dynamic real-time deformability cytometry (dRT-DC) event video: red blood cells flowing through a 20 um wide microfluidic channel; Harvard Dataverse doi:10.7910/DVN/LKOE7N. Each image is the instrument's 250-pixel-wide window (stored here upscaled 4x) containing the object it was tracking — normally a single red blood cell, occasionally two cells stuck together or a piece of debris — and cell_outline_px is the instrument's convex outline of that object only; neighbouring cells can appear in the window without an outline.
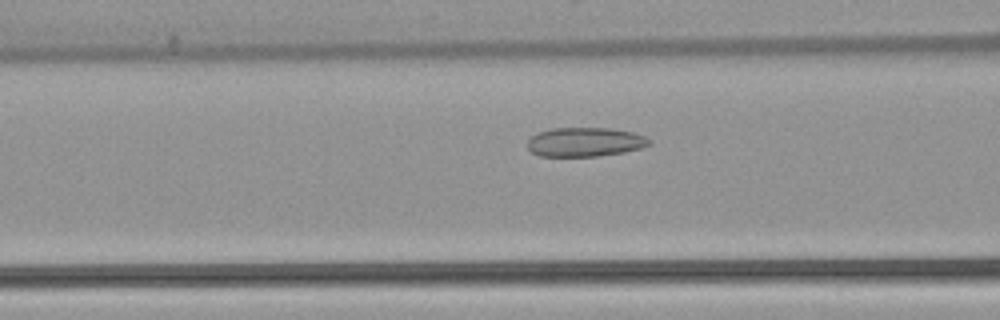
{"species": "common noctule bat (a hibernating species)", "species_latin": "Nyctalus noctula", "temperature_condition": "warm", "stored_images_in_passage": 51, "camera_frame_rate_fps": 3000, "um_per_image_px": 0.085, "animal": {"sex": "female", "body_mass_g": 22.7, "forearm_length_mm": 54.2}, "frame": {"image": 1, "passage_image": 19, "time_ms": 6.0, "image_size_px": [1000, 320], "cell_outline_px": [[652, 144], [644, 148], [624, 152], [600, 156], [540, 156], [532, 152], [528, 148], [528, 140], [532, 136], [540, 132], [552, 128], [608, 128], [632, 132], [644, 136], [652, 140]], "centroid_in_image_um": [49.78, 12.08], "position_along_channel_um": 116.8, "area_um2": 20.75}}
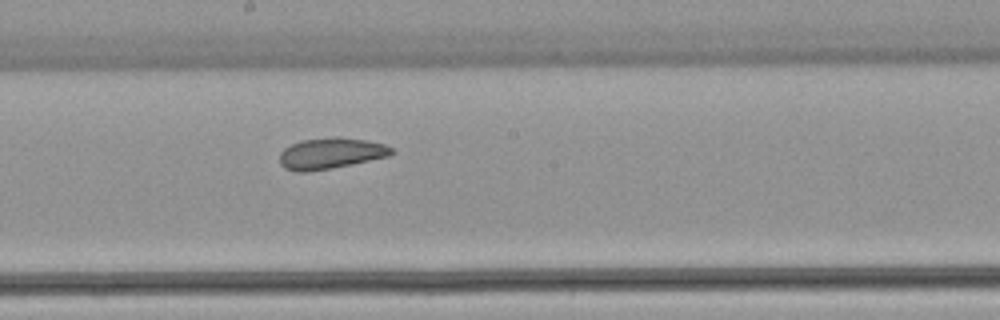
{"frame": {"image": 2, "passage_image": 27, "time_ms": 8.667, "image_size_px": [1000, 320], "cell_outline_px": [[396, 152], [388, 156], [352, 164], [332, 168], [308, 172], [296, 172], [284, 168], [280, 164], [280, 152], [284, 148], [300, 140], [336, 136], [340, 136], [364, 140], [384, 144], [392, 148]], "centroid_in_image_um": [28.09, 13.03], "position_along_channel_um": 220.1, "area_um2": 20.4}}
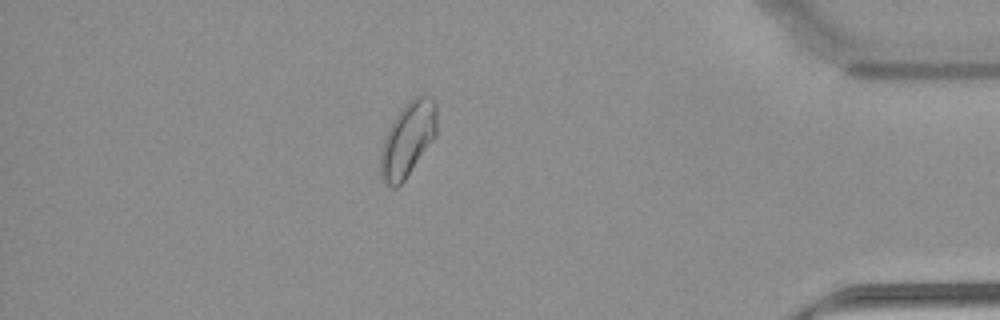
{"frame": {"image": 3, "passage_image": 44, "time_ms": 14.333, "image_size_px": [1000, 320], "cell_outline_px": [[436, 136], [404, 180], [396, 188], [392, 188], [380, 180], [380, 152], [384, 140], [392, 120], [416, 96], [432, 96], [436, 104]], "centroid_in_image_um": [34.65, 11.89], "position_along_channel_um": 400.6, "area_um2": 24.1}, "authors_computed_cell_mechanics": {"area_um2": 23.409, "velocity_mm_per_s": 3.8758, "shape_relaxation_time_tau1_ms": null, "shape_relaxation_time_tau2_ms": 2.2827, "deformation_change_tau1": null, "deformation_change_tau2": 0.0662}}